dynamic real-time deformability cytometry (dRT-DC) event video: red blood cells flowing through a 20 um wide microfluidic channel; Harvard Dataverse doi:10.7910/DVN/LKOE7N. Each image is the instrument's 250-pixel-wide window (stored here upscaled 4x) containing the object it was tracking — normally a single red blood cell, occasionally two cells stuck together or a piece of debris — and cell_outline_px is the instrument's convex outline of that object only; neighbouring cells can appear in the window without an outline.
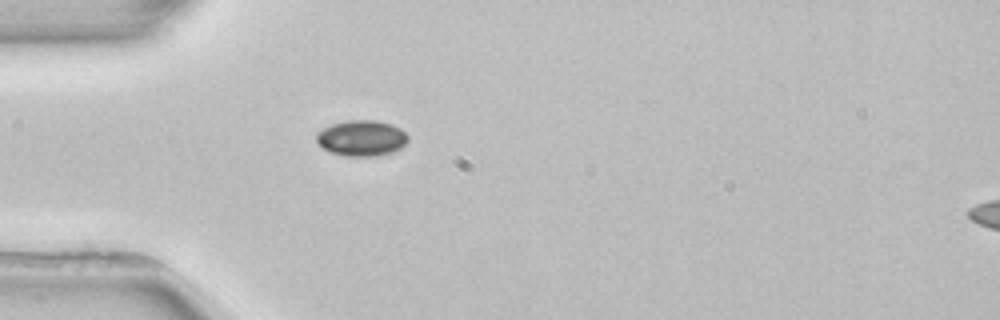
{"species": "common noctule bat (a hibernating species)", "species_latin": "Nyctalus noctula", "temperature_condition": "room temperature", "stored_images_in_passage": 1, "camera_frame_rate_fps": 3000, "um_per_image_px": 0.085, "animal": {"sex": "female", "body_mass_g": 22.7, "forearm_length_mm": 54.2}, "frame": {"image": 1, "passage_image": 1, "time_ms": 0.0, "image_size_px": [1000, 320], "cell_outline_px": [[408, 140], [400, 148], [392, 152], [376, 156], [344, 156], [332, 152], [324, 148], [316, 140], [316, 132], [332, 124], [348, 120], [376, 120], [392, 124], [400, 128], [408, 136]], "centroid_in_image_um": [30.74, 11.73], "position_along_channel_um": 54.3, "area_um2": 19.02}}